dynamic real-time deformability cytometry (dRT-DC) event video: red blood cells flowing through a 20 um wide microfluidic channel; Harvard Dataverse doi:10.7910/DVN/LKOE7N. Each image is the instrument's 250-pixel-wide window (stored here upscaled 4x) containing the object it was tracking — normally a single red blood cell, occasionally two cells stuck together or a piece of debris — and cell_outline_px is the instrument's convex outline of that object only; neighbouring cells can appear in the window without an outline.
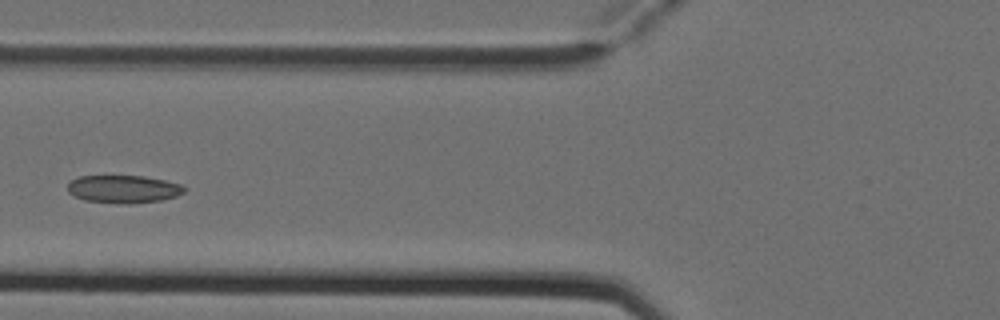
{"species": "Egyptian fruit bat (a non-hibernating species)", "species_latin": "Rousettus aegyptiacus", "temperature_condition": "cold", "stored_images_in_passage": 4, "camera_frame_rate_fps": 3000, "um_per_image_px": 0.085, "animal": {"sex": "female"}, "frame": {"image": 1, "passage_image": 4, "time_ms": 1.0, "image_size_px": [1000, 320], "cell_outline_px": [[188, 188], [184, 192], [176, 196], [160, 200], [132, 204], [120, 204], [84, 200], [68, 192], [68, 184], [72, 180], [80, 176], [144, 176], [164, 180], [180, 184]], "centroid_in_image_um": [10.52, 16.08], "position_along_channel_um": 115.3, "area_um2": 18.9}}